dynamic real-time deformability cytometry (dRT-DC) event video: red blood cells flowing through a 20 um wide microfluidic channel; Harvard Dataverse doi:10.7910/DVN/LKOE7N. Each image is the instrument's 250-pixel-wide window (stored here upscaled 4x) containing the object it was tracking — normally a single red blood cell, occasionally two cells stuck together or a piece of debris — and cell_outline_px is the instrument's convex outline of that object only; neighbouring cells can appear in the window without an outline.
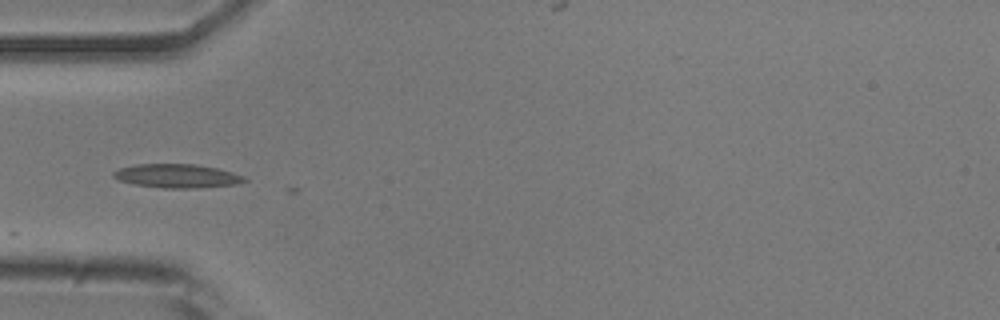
{"species": "common noctule bat (a hibernating species)", "species_latin": "Nyctalus noctula", "temperature_condition": "room temperature", "stored_images_in_passage": 5, "camera_frame_rate_fps": 3000, "um_per_image_px": 0.085, "animal": {"sex": "male", "body_mass_g": 20.5, "forearm_length_mm": 52.5}, "frame": {"image": 1, "passage_image": 1, "time_ms": 0.0, "image_size_px": [1000, 320], "cell_outline_px": [[248, 180], [236, 184], [196, 188], [164, 188], [132, 184], [116, 180], [112, 176], [112, 172], [120, 168], [136, 164], [196, 164], [216, 168], [232, 172], [244, 176]], "centroid_in_image_um": [15.0, 14.95], "position_along_channel_um": 70.0, "area_um2": 18.21}}